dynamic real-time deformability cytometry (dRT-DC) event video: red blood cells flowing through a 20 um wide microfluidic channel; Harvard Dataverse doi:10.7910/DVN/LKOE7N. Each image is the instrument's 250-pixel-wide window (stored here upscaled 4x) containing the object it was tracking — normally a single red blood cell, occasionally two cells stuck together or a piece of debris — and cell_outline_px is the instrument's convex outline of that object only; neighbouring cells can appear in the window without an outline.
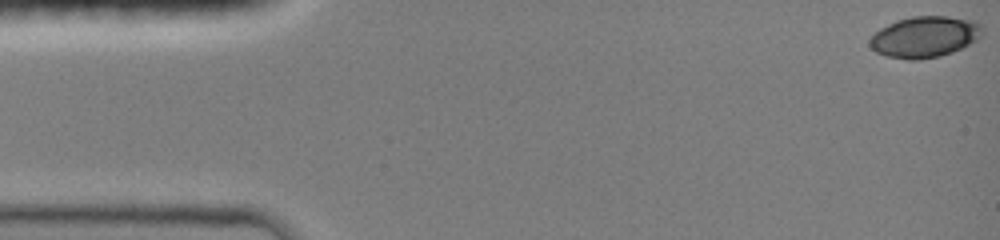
{"species": "common noctule bat (a hibernating species)", "species_latin": "Nyctalus noctula", "temperature_condition": "room temperature", "stored_images_in_passage": 8, "camera_frame_rate_fps": 3000, "um_per_image_px": 0.085, "animal": {"sex": "female", "body_mass_g": 19.0, "forearm_length_mm": 51.5}, "frame": {"image": 1, "passage_image": 1, "time_ms": 0.0, "image_size_px": [1000, 240], "cell_outline_px": [[984, 32], [976, 40], [952, 52], [940, 56], [916, 60], [908, 60], [888, 56], [876, 52], [868, 44], [868, 40], [880, 28], [896, 20], [912, 16], [948, 16], [976, 20], [984, 28]], "centroid_in_image_um": [78.61, 3.12], "position_along_channel_um": 6.4, "area_um2": 27.11}}
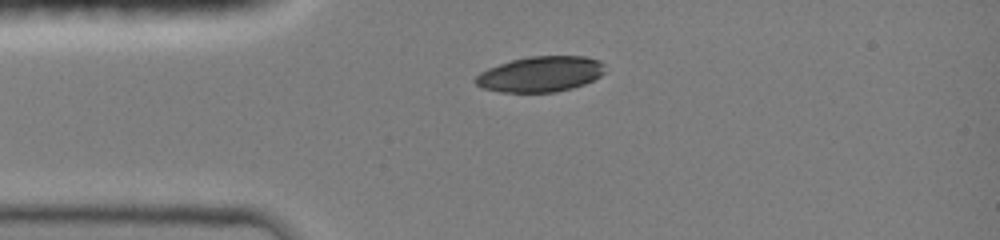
{"frame": {"image": 2, "passage_image": 7, "time_ms": 3.333, "image_size_px": [1000, 240], "cell_outline_px": [[604, 72], [600, 76], [584, 84], [572, 88], [556, 92], [500, 92], [484, 88], [476, 84], [472, 80], [480, 72], [488, 68], [512, 60], [528, 56], [584, 56], [600, 60], [604, 64]], "centroid_in_image_um": [45.93, 6.3], "position_along_channel_um": 39.1, "area_um2": 26.82}}